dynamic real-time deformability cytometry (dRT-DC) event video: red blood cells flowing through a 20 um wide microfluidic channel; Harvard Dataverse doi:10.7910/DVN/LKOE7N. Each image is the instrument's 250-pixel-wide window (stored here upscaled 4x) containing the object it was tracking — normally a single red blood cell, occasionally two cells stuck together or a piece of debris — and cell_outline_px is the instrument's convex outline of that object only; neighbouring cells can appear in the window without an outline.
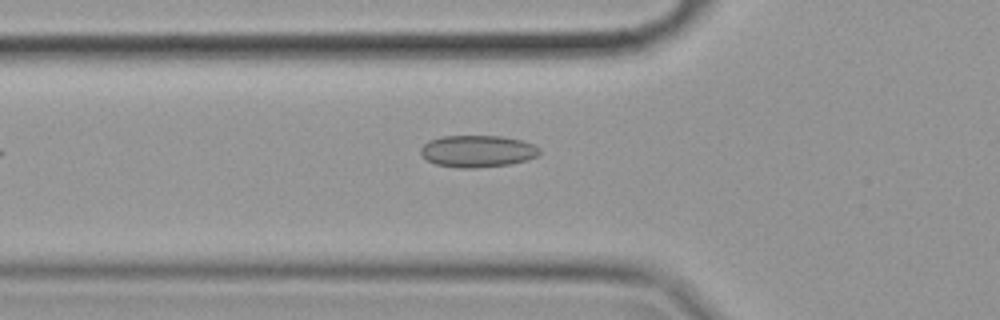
{"species": "common noctule bat (a hibernating species)", "species_latin": "Nyctalus noctula", "temperature_condition": "cold", "stored_images_in_passage": 24, "camera_frame_rate_fps": 3000, "um_per_image_px": 0.085, "animal": {"sex": "female", "body_mass_g": 19.9}, "frame": {"image": 1, "passage_image": 5, "time_ms": 1.333, "image_size_px": [1000, 320], "cell_outline_px": [[540, 152], [536, 156], [524, 160], [508, 164], [472, 168], [464, 168], [436, 164], [428, 160], [420, 152], [420, 148], [428, 140], [444, 136], [500, 136], [520, 140], [532, 144], [540, 148]], "centroid_in_image_um": [40.56, 12.84], "position_along_channel_um": 85.2, "area_um2": 21.73}}
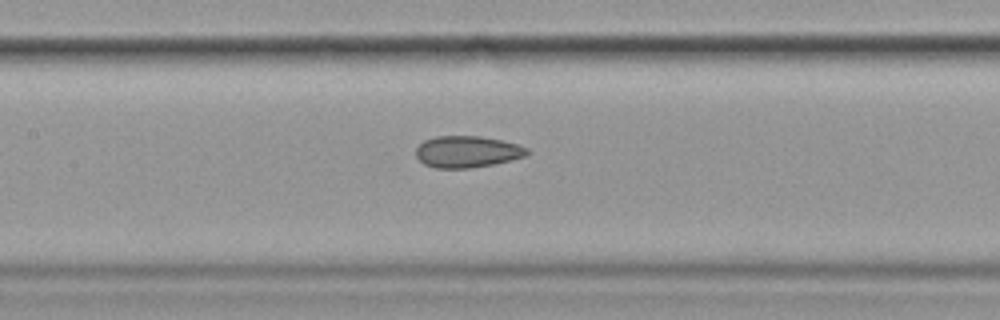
{"frame": {"image": 2, "passage_image": 12, "time_ms": 3.667, "image_size_px": [1000, 320], "cell_outline_px": [[528, 152], [524, 156], [492, 164], [468, 168], [436, 168], [424, 164], [416, 156], [416, 148], [424, 140], [436, 136], [480, 136], [500, 140], [516, 144], [528, 148]], "centroid_in_image_um": [39.66, 12.89], "position_along_channel_um": 167.7, "area_um2": 20.17}}
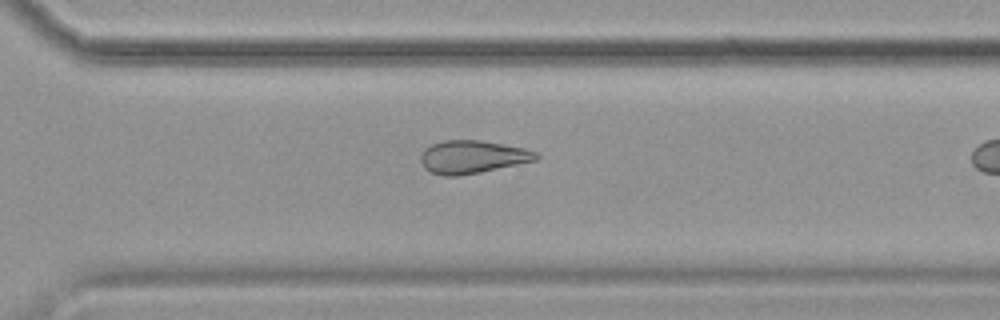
{"frame": {"image": 3, "passage_image": 22, "time_ms": 7.0, "image_size_px": [1000, 320], "cell_outline_px": [[540, 156], [536, 160], [480, 172], [460, 176], [444, 176], [432, 172], [424, 168], [420, 160], [420, 156], [424, 148], [432, 144], [444, 140], [480, 140], [524, 148], [536, 152]], "centroid_in_image_um": [40.12, 13.34], "position_along_channel_um": 330.5, "area_um2": 22.08}}